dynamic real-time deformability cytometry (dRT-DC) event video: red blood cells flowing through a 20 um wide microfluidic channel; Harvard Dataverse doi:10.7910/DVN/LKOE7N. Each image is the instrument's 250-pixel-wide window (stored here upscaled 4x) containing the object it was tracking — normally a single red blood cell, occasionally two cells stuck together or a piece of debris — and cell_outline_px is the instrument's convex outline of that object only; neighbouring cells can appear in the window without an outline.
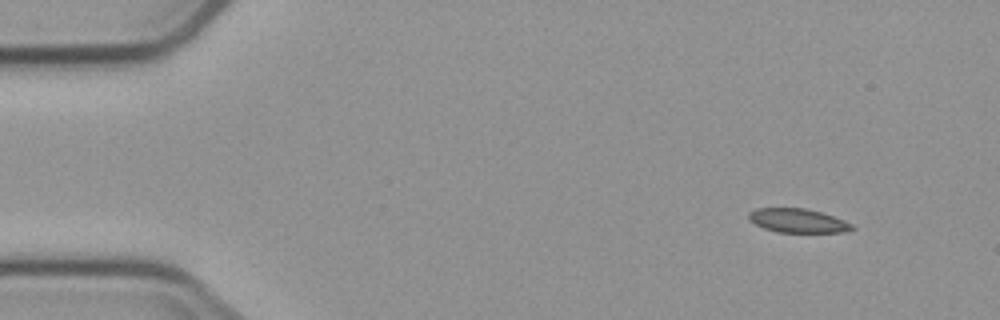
{"species": "common noctule bat (a hibernating species)", "species_latin": "Nyctalus noctula", "temperature_condition": "cold", "stored_images_in_passage": 4, "camera_frame_rate_fps": 3000, "um_per_image_px": 0.085, "animal": {"sex": "male", "body_mass_g": 23.1, "forearm_length_mm": 52.7}, "frame": {"image": 1, "passage_image": 1, "time_ms": 0.0, "image_size_px": [1000, 320], "cell_outline_px": [[856, 228], [844, 232], [776, 232], [764, 228], [748, 220], [748, 212], [756, 208], [804, 208], [820, 212], [844, 220], [852, 224]], "centroid_in_image_um": [67.79, 18.75], "position_along_channel_um": 17.2, "area_um2": 14.39}}
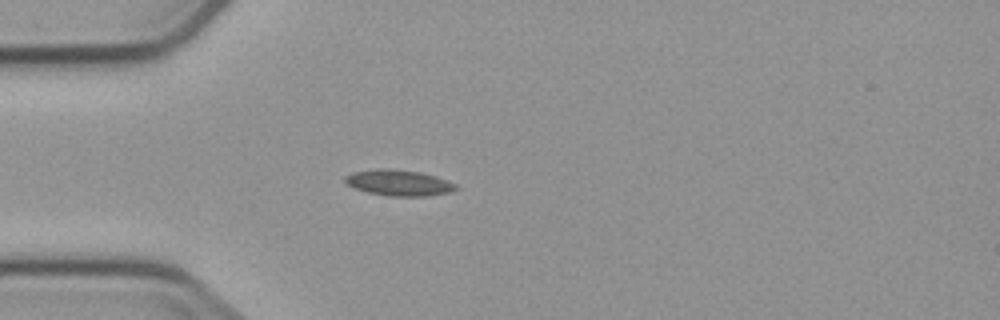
{"frame": {"image": 2, "passage_image": 3, "time_ms": 3.333, "image_size_px": [1000, 320], "cell_outline_px": [[460, 188], [448, 192], [424, 196], [388, 196], [368, 192], [356, 188], [348, 184], [344, 180], [344, 176], [352, 172], [376, 168], [392, 168], [420, 172], [436, 176], [448, 180], [456, 184]], "centroid_in_image_um": [33.9, 15.52], "position_along_channel_um": 51.1, "area_um2": 16.82}}